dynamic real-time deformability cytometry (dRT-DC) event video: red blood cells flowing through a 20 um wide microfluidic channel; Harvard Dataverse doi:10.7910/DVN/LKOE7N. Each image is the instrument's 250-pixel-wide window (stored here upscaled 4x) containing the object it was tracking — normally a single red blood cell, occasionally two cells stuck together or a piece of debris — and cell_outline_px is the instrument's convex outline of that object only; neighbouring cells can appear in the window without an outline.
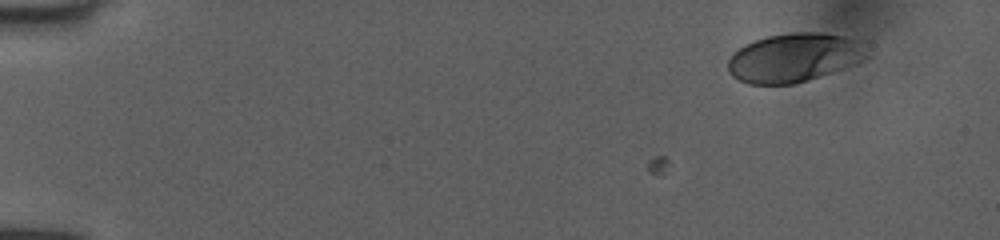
{"species": "human", "species_latin": "Homo sapiens", "temperature_condition": "room temperature", "stored_images_in_passage": 2, "camera_frame_rate_fps": 3000, "um_per_image_px": 0.085, "donor": {"sex": "female"}, "frame": {"image": 1, "passage_image": 2, "time_ms": 0.333, "image_size_px": [1000, 240], "cell_outline_px": [[872, 56], [844, 68], [796, 84], [748, 84], [732, 76], [728, 72], [728, 60], [744, 44], [768, 36], [792, 32], [820, 32], [844, 36], [852, 40]], "centroid_in_image_um": [67.46, 4.91], "position_along_channel_um": 17.5, "area_um2": 39.07}}